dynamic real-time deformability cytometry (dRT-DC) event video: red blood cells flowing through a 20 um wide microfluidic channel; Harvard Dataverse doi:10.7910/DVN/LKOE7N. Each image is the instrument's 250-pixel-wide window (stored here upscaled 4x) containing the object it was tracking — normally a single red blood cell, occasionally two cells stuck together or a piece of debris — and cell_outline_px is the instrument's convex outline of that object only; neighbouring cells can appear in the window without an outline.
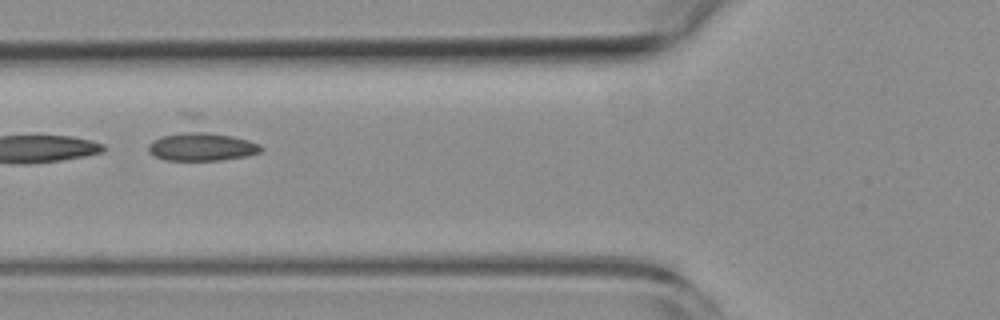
{"species": "common noctule bat (a hibernating species)", "species_latin": "Nyctalus noctula", "temperature_condition": "room temperature", "stored_images_in_passage": 6, "camera_frame_rate_fps": 3000, "um_per_image_px": 0.085, "animal": {"sex": "female", "body_mass_g": 19.3, "forearm_length_mm": 54.1}, "frame": {"image": 1, "passage_image": 3, "time_ms": 2.333, "image_size_px": [1000, 320], "cell_outline_px": [[264, 148], [260, 152], [248, 156], [220, 160], [164, 160], [152, 156], [148, 152], [148, 144], [184, 108], [200, 112], [260, 144]], "centroid_in_image_um": [17.02, 11.9], "position_along_channel_um": 108.8, "area_um2": 27.34}}
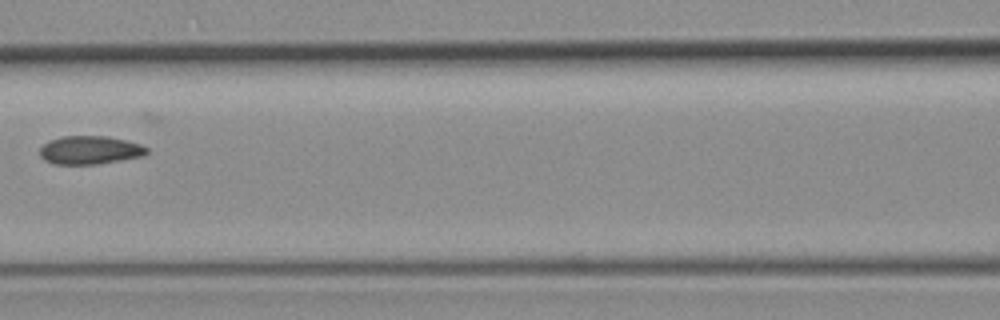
{"frame": {"image": 2, "passage_image": 4, "time_ms": 3.667, "image_size_px": [1000, 320], "cell_outline_px": [[148, 152], [140, 156], [96, 164], [52, 164], [44, 160], [40, 156], [40, 148], [44, 144], [52, 140], [64, 136], [108, 136], [140, 144], [148, 148]], "centroid_in_image_um": [7.61, 12.76], "position_along_channel_um": 159.0, "area_um2": 17.4}}